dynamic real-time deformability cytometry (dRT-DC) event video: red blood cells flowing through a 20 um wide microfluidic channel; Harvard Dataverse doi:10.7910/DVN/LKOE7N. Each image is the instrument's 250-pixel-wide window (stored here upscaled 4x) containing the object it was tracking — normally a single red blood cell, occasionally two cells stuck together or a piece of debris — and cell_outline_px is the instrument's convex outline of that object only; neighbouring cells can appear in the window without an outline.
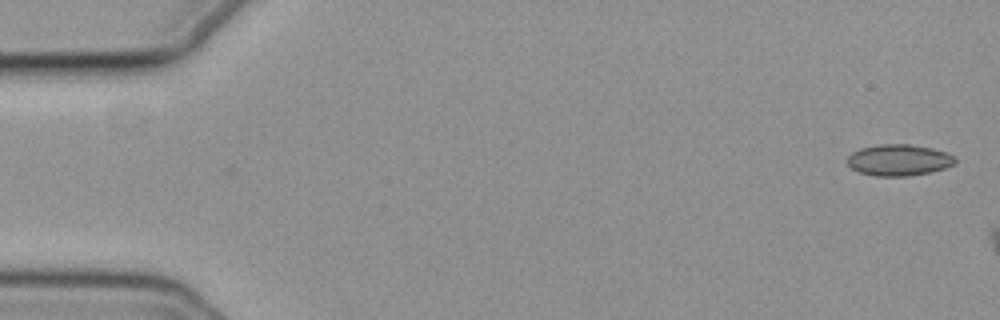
{"species": "common noctule bat (a hibernating species)", "species_latin": "Nyctalus noctula", "temperature_condition": "cold", "stored_images_in_passage": 4, "camera_frame_rate_fps": 3000, "um_per_image_px": 0.085, "animal": {"sex": "female", "body_mass_g": 19.3, "forearm_length_mm": 54.1}, "frame": {"image": 1, "passage_image": 1, "time_ms": 0.0, "image_size_px": [1000, 320], "cell_outline_px": [[956, 164], [932, 172], [908, 176], [876, 176], [860, 172], [852, 168], [848, 164], [848, 156], [852, 152], [860, 148], [876, 144], [908, 144], [932, 148], [948, 152], [956, 156]], "centroid_in_image_um": [76.44, 13.6], "position_along_channel_um": 8.6, "area_um2": 19.88}}